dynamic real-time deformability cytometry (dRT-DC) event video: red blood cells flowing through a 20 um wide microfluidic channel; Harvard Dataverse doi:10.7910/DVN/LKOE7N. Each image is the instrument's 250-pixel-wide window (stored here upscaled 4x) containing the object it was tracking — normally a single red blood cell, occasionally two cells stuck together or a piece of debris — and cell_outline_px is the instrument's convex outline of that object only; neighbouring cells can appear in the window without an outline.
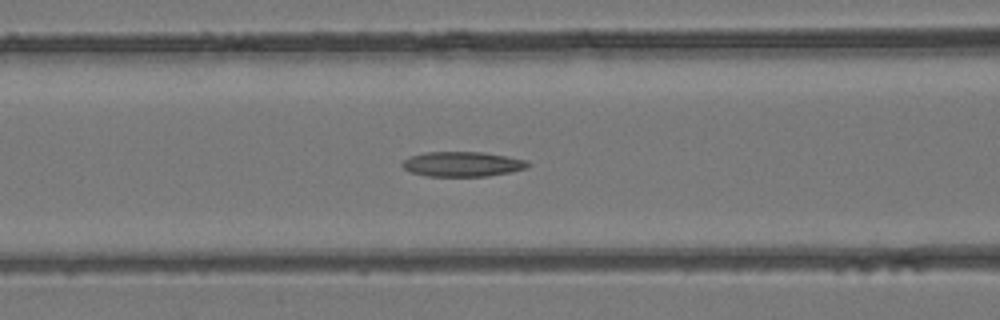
{"species": "common noctule bat (a hibernating species)", "species_latin": "Nyctalus noctula", "temperature_condition": "room temperature", "stored_images_in_passage": 40, "camera_frame_rate_fps": 3000, "um_per_image_px": 0.085, "animal": {"sex": "female", "body_mass_g": 24.6, "forearm_length_mm": 56.2}, "frame": {"image": 1, "passage_image": 14, "time_ms": 4.333, "image_size_px": [1000, 320], "cell_outline_px": [[532, 164], [528, 168], [488, 176], [428, 176], [412, 172], [404, 168], [400, 164], [404, 160], [412, 156], [424, 152], [484, 152], [508, 156], [528, 160]], "centroid_in_image_um": [39.36, 13.94], "position_along_channel_um": 127.2, "area_um2": 18.26}}
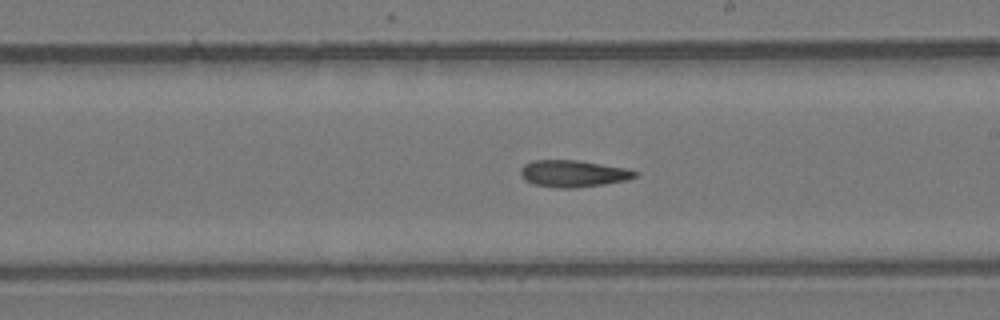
{"frame": {"image": 2, "passage_image": 21, "time_ms": 6.667, "image_size_px": [1000, 320], "cell_outline_px": [[640, 172], [636, 176], [628, 180], [604, 184], [576, 188], [556, 188], [532, 184], [524, 180], [520, 176], [520, 168], [524, 164], [532, 160], [576, 160], [628, 168]], "centroid_in_image_um": [48.71, 14.76], "position_along_channel_um": 240.3, "area_um2": 18.21}}
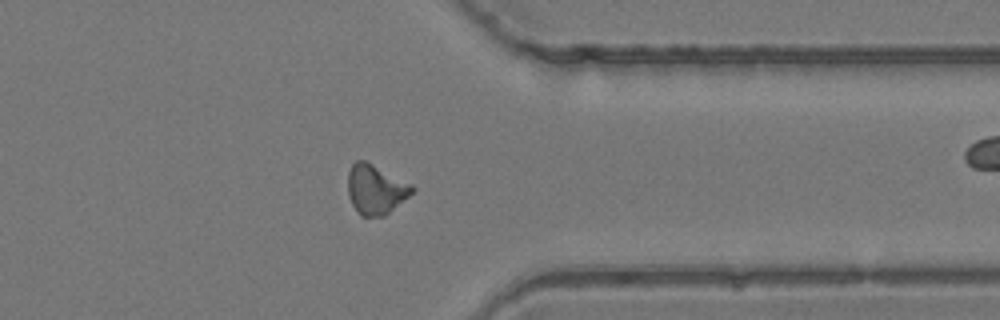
{"frame": {"image": 3, "passage_image": 30, "time_ms": 9.667, "image_size_px": [1000, 320], "cell_outline_px": [[416, 188], [408, 196], [384, 216], [360, 216], [352, 204], [348, 196], [348, 172], [352, 164], [356, 160], [364, 160], [412, 184]], "centroid_in_image_um": [31.91, 16.1], "position_along_channel_um": 379.5, "area_um2": 18.38}}